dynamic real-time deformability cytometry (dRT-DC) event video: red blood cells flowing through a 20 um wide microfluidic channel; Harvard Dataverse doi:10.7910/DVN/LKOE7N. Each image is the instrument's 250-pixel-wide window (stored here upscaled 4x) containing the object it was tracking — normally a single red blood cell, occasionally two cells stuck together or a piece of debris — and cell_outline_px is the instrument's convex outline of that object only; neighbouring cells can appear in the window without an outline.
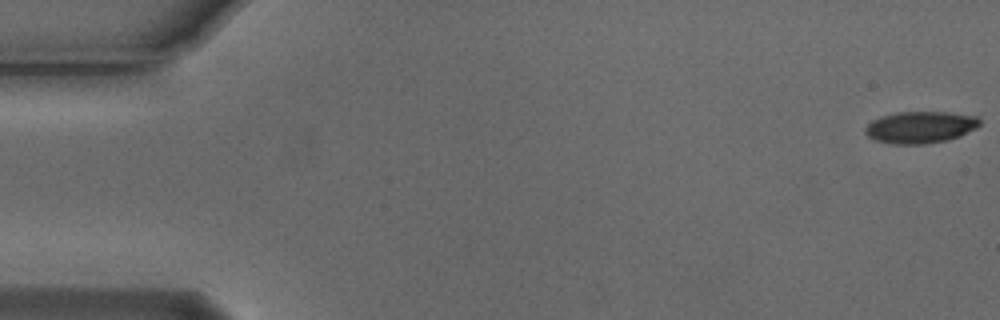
{"species": "Egyptian fruit bat (a non-hibernating species)", "species_latin": "Rousettus aegyptiacus", "temperature_condition": "cold", "stored_images_in_passage": 4, "camera_frame_rate_fps": 3000, "um_per_image_px": 0.085, "animal": {"sex": "male"}, "frame": {"image": 1, "passage_image": 1, "time_ms": 0.0, "image_size_px": [1000, 320], "cell_outline_px": [[980, 124], [976, 128], [960, 136], [948, 140], [924, 144], [896, 144], [876, 140], [868, 136], [864, 132], [864, 128], [872, 120], [896, 112], [948, 112], [980, 116]], "centroid_in_image_um": [78.26, 10.81], "position_along_channel_um": 6.7, "area_um2": 21.27}}